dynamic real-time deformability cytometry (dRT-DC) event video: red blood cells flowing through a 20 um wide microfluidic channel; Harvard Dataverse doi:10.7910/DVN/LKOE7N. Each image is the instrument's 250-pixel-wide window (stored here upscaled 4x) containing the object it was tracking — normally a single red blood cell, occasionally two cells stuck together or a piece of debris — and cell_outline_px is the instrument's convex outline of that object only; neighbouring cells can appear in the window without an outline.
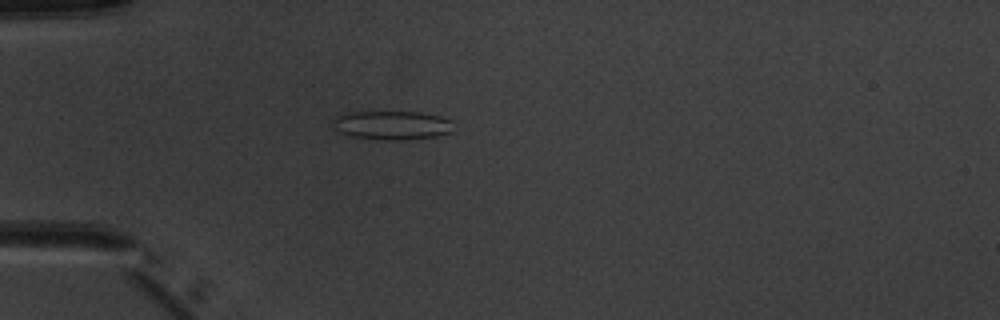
{"species": "common noctule bat (a hibernating species)", "species_latin": "Nyctalus noctula", "temperature_condition": "warm", "stored_images_in_passage": 5, "camera_frame_rate_fps": 3000, "um_per_image_px": 0.085, "animal": {"sex": "male", "body_mass_g": 20.1, "forearm_length_mm": 53.5}, "frame": {"image": 1, "passage_image": 4, "time_ms": 4.667, "image_size_px": [1000, 320], "cell_outline_px": [[452, 132], [436, 136], [400, 140], [384, 140], [352, 136], [340, 132], [332, 128], [336, 116], [352, 112], [420, 112], [440, 116], [452, 120]], "centroid_in_image_um": [33.34, 10.64], "position_along_channel_um": 51.7, "area_um2": 20.17}}